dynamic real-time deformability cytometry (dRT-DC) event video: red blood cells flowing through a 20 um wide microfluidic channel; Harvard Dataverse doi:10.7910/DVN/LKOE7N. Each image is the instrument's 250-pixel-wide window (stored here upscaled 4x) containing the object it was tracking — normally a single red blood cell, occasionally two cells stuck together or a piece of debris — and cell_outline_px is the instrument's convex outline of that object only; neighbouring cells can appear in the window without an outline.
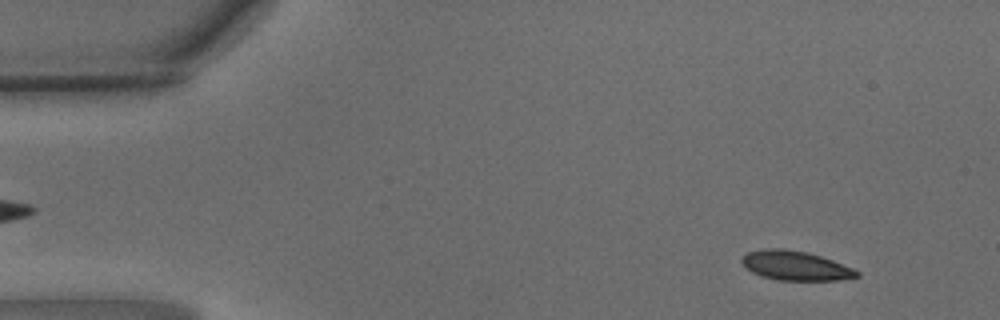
{"species": "common noctule bat (a hibernating species)", "species_latin": "Nyctalus noctula", "temperature_condition": "warm", "stored_images_in_passage": 48, "camera_frame_rate_fps": 3000, "um_per_image_px": 0.085, "animal": {"sex": "male", "body_mass_g": 15.6}, "frame": {"image": 1, "passage_image": 4, "time_ms": 1.0, "image_size_px": [1000, 320], "cell_outline_px": [[860, 276], [840, 280], [780, 280], [764, 276], [752, 272], [740, 260], [748, 252], [764, 248], [780, 248], [808, 252], [832, 260], [852, 268], [860, 272]], "centroid_in_image_um": [67.64, 22.57], "position_along_channel_um": 17.4, "area_um2": 19.42}}
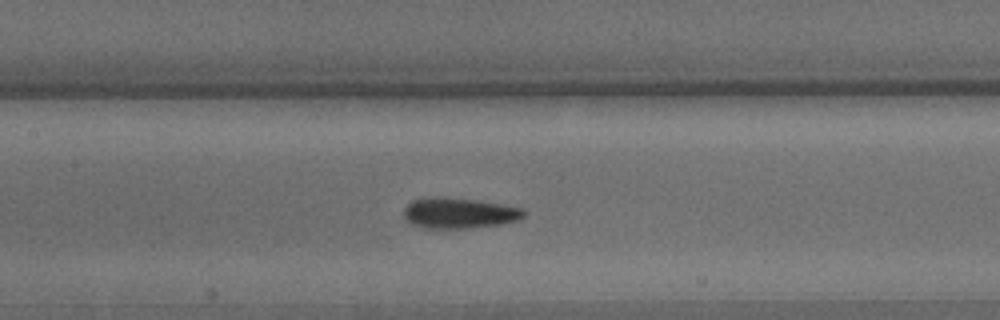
{"frame": {"image": 2, "passage_image": 22, "time_ms": 7.0, "image_size_px": [1000, 320], "cell_outline_px": [[524, 216], [520, 220], [504, 224], [472, 228], [424, 228], [412, 224], [404, 216], [404, 208], [412, 200], [424, 196], [444, 196], [500, 204], [524, 208]], "centroid_in_image_um": [39.02, 18.1], "position_along_channel_um": 168.4, "area_um2": 21.68}}
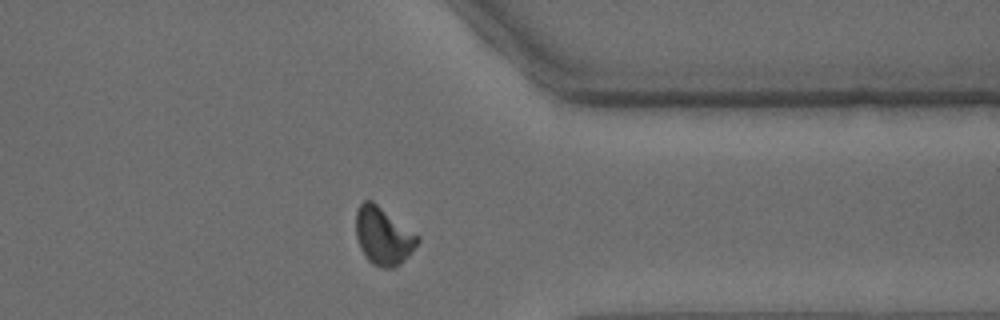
{"frame": {"image": 3, "passage_image": 38, "time_ms": 12.333, "image_size_px": [1000, 320], "cell_outline_px": [[420, 240], [412, 252], [400, 264], [392, 268], [380, 268], [372, 264], [364, 256], [360, 248], [356, 236], [356, 212], [360, 204], [364, 200], [372, 200], [420, 236]], "centroid_in_image_um": [32.58, 20.07], "position_along_channel_um": 378.8, "area_um2": 20.87}, "authors_computed_cell_mechanics": {"area_um2": 20.4323, "velocity_mm_per_s": 4.0906, "shape_relaxation_time_tau1_ms": 3.4968, "shape_relaxation_time_tau2_ms": 1.167, "deformation_change_tau1": 0.1213, "deformation_change_tau2": 0.0789}}